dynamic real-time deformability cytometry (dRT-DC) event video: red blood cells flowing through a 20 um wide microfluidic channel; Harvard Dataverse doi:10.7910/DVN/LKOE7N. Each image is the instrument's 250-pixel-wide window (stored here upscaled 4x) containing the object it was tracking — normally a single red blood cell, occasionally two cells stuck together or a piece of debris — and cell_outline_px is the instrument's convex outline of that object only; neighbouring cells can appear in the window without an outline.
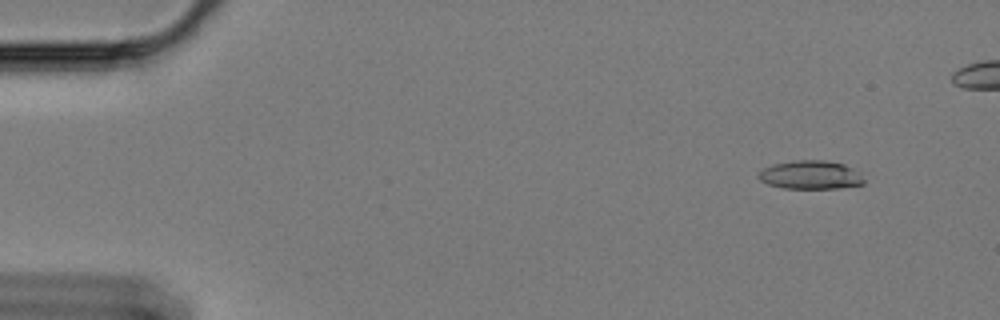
{"species": "Egyptian fruit bat (a non-hibernating species)", "species_latin": "Rousettus aegyptiacus", "temperature_condition": "cold", "stored_images_in_passage": 55, "camera_frame_rate_fps": 3000, "um_per_image_px": 0.085, "animal": {"sex": "female"}, "frame": {"image": 1, "passage_image": 5, "time_ms": 1.333, "image_size_px": [1000, 320], "cell_outline_px": [[864, 184], [836, 188], [784, 188], [768, 184], [760, 180], [756, 176], [764, 168], [772, 164], [796, 160], [824, 160], [844, 164], [860, 172], [864, 180]], "centroid_in_image_um": [68.9, 14.86], "position_along_channel_um": 16.1, "area_um2": 17.51}}
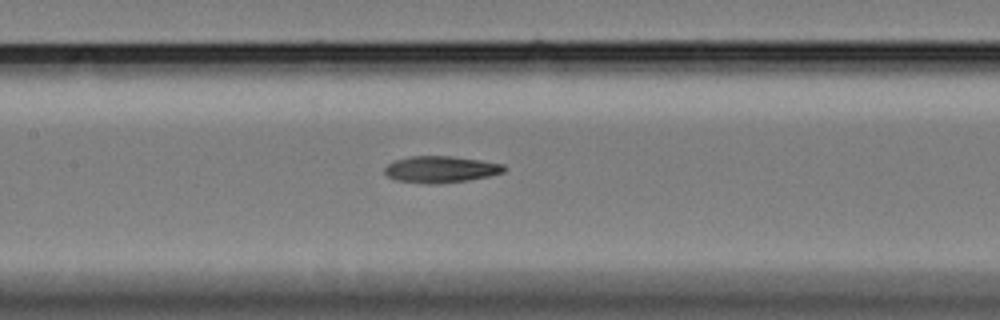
{"frame": {"image": 2, "passage_image": 28, "time_ms": 9.0, "image_size_px": [1000, 320], "cell_outline_px": [[508, 168], [504, 172], [488, 176], [468, 180], [436, 184], [428, 184], [396, 180], [388, 176], [384, 172], [384, 168], [388, 164], [396, 160], [412, 156], [452, 156], [480, 160], [504, 164]], "centroid_in_image_um": [37.49, 14.39], "position_along_channel_um": 169.9, "area_um2": 18.5}}
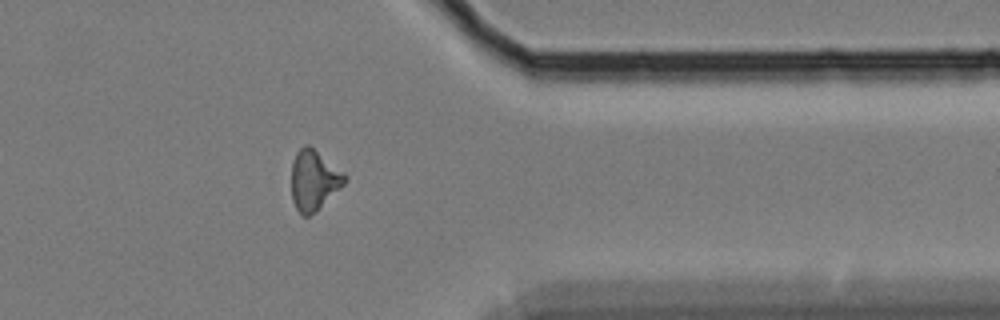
{"frame": {"image": 3, "passage_image": 48, "time_ms": 15.667, "image_size_px": [1000, 320], "cell_outline_px": [[348, 176], [344, 184], [340, 188], [308, 216], [300, 216], [292, 200], [292, 160], [296, 152], [304, 144], [308, 144], [344, 172]], "centroid_in_image_um": [26.66, 15.28], "position_along_channel_um": 384.7, "area_um2": 18.44}}